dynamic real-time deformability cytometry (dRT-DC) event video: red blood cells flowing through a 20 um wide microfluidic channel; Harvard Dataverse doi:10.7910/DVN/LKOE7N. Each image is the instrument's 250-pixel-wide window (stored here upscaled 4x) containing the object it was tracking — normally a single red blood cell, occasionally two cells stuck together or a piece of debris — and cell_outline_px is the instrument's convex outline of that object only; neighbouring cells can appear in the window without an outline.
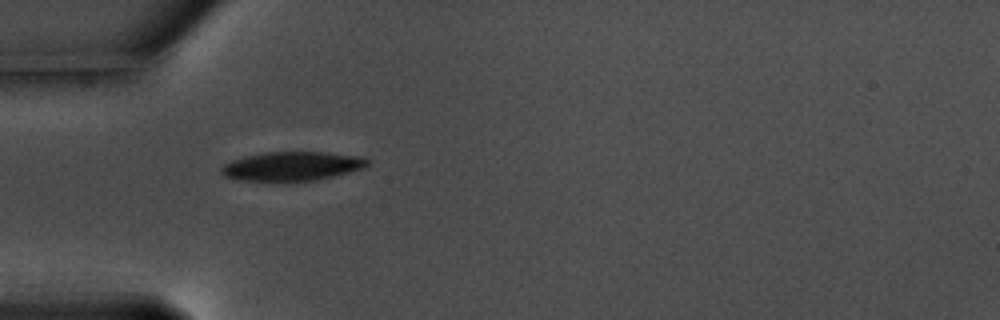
{"species": "common noctule bat (a hibernating species)", "species_latin": "Nyctalus noctula", "temperature_condition": "warm", "stored_images_in_passage": 41, "camera_frame_rate_fps": 3000, "um_per_image_px": 0.085, "animal": {"sex": "male", "body_mass_g": 17.5, "forearm_length_mm": 52.3}, "frame": {"image": 1, "passage_image": 1, "time_ms": 0.0, "image_size_px": [1000, 320], "cell_outline_px": [[368, 164], [364, 168], [316, 180], [244, 180], [224, 176], [220, 172], [220, 168], [224, 164], [232, 160], [244, 156], [264, 152], [328, 152], [364, 156], [368, 160]], "centroid_in_image_um": [24.84, 14.1], "position_along_channel_um": 60.2, "area_um2": 24.51}}
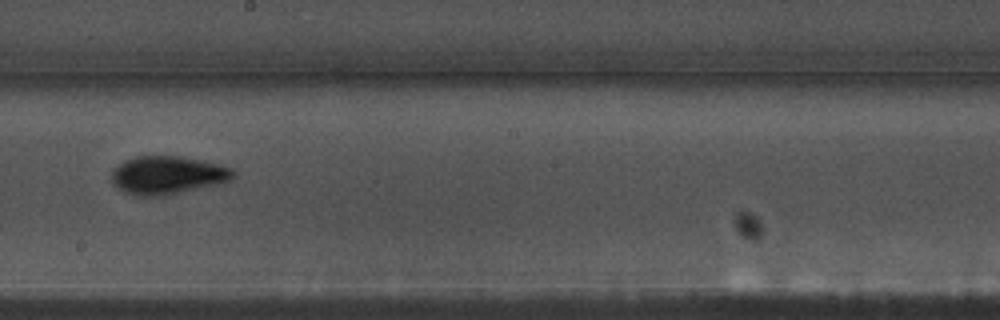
{"frame": {"image": 2, "passage_image": 16, "time_ms": 5.0, "image_size_px": [1000, 320], "cell_outline_px": [[236, 176], [232, 180], [220, 184], [168, 196], [136, 196], [124, 192], [112, 184], [112, 168], [124, 160], [136, 156], [180, 156], [204, 160], [232, 168], [236, 172]], "centroid_in_image_um": [14.27, 14.9], "position_along_channel_um": 233.9, "area_um2": 27.74}}
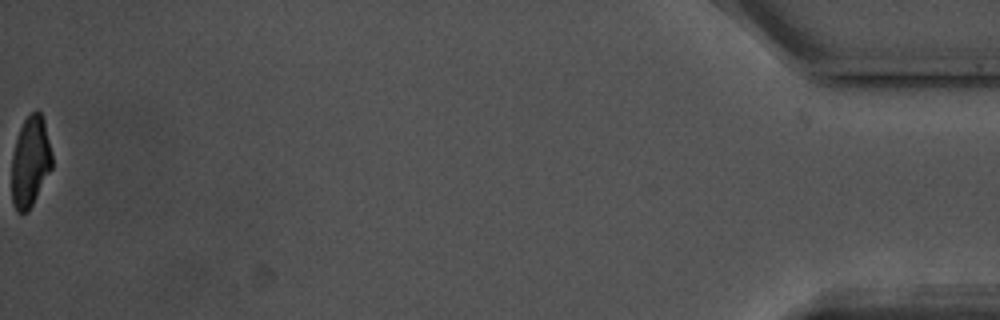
{"frame": {"image": 3, "passage_image": 41, "time_ms": 13.333, "image_size_px": [1000, 320], "cell_outline_px": [[52, 168], [28, 212], [16, 212], [12, 204], [12, 152], [20, 128], [24, 120], [36, 108], [40, 112], [44, 120], [52, 152]], "centroid_in_image_um": [2.58, 13.74], "position_along_channel_um": 432.6, "area_um2": 21.39}, "authors_computed_cell_mechanics": {"area_um2": 24.5072, "velocity_mm_per_s": 3.5577, "shape_relaxation_time_tau1_ms": 2.3305, "shape_relaxation_time_tau2_ms": 2.1579, "deformation_change_tau1": 0.1359, "deformation_change_tau2": 0.0728}}